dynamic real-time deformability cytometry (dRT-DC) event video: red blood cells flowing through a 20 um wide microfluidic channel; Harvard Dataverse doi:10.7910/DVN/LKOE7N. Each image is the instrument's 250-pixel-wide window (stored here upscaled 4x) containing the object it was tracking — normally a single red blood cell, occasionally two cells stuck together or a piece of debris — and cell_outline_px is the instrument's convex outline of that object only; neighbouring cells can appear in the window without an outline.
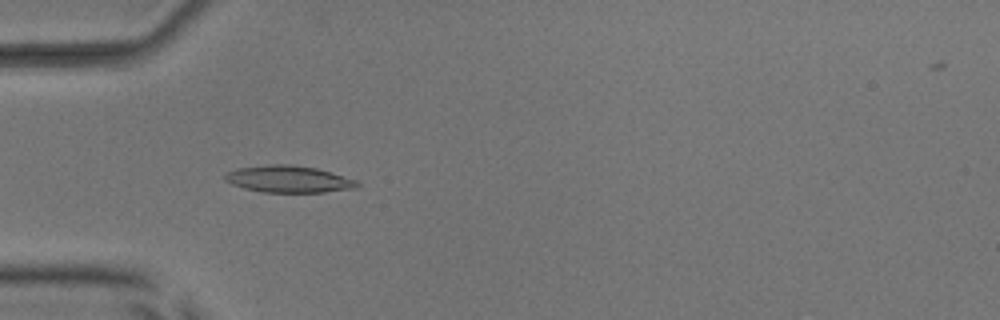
{"species": "common noctule bat (a hibernating species)", "species_latin": "Nyctalus noctula", "temperature_condition": "room temperature", "stored_images_in_passage": 49, "camera_frame_rate_fps": 3000, "um_per_image_px": 0.085, "animal": {"sex": "male", "body_mass_g": 17.9, "forearm_length_mm": 54.2}, "frame": {"image": 1, "passage_image": 13, "time_ms": 4.0, "image_size_px": [1000, 320], "cell_outline_px": [[360, 184], [356, 188], [324, 192], [264, 192], [244, 188], [232, 184], [224, 180], [224, 176], [228, 172], [236, 168], [268, 164], [292, 164], [316, 168], [356, 180]], "centroid_in_image_um": [24.51, 15.22], "position_along_channel_um": 60.5, "area_um2": 20.63}}
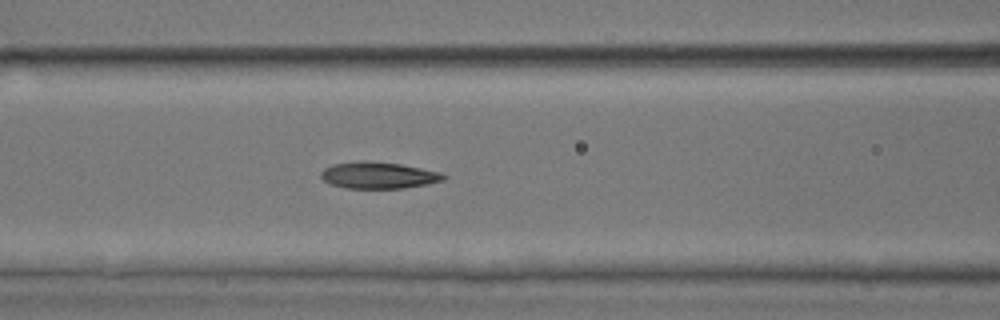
{"frame": {"image": 2, "passage_image": 19, "time_ms": 6.0, "image_size_px": [1000, 320], "cell_outline_px": [[448, 176], [444, 180], [428, 184], [404, 188], [348, 188], [332, 184], [324, 180], [320, 176], [320, 172], [324, 168], [332, 164], [360, 160], [364, 160], [400, 164], [444, 172]], "centroid_in_image_um": [32.21, 14.89], "position_along_channel_um": 134.4, "area_um2": 19.19}}
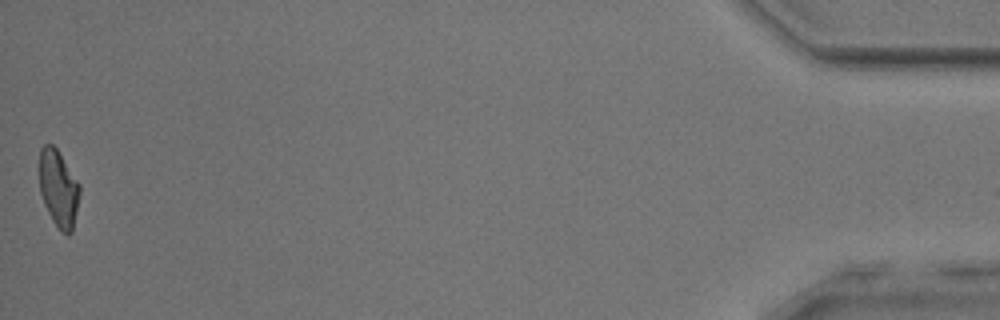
{"frame": {"image": 3, "passage_image": 49, "time_ms": 16.0, "image_size_px": [1000, 320], "cell_outline_px": [[80, 192], [72, 232], [68, 236], [60, 232], [52, 220], [44, 204], [40, 192], [40, 148], [44, 144], [52, 144], [56, 148], [80, 184]], "centroid_in_image_um": [4.98, 16.05], "position_along_channel_um": 430.2, "area_um2": 18.03}, "authors_computed_cell_mechanics": {"area_um2": 19.0162, "velocity_mm_per_s": 3.9092, "shape_relaxation_time_tau1_ms": 7.3279, "shape_relaxation_time_tau2_ms": 2.2007, "deformation_change_tau1": 0.2091, "deformation_change_tau2": 0.0858}}